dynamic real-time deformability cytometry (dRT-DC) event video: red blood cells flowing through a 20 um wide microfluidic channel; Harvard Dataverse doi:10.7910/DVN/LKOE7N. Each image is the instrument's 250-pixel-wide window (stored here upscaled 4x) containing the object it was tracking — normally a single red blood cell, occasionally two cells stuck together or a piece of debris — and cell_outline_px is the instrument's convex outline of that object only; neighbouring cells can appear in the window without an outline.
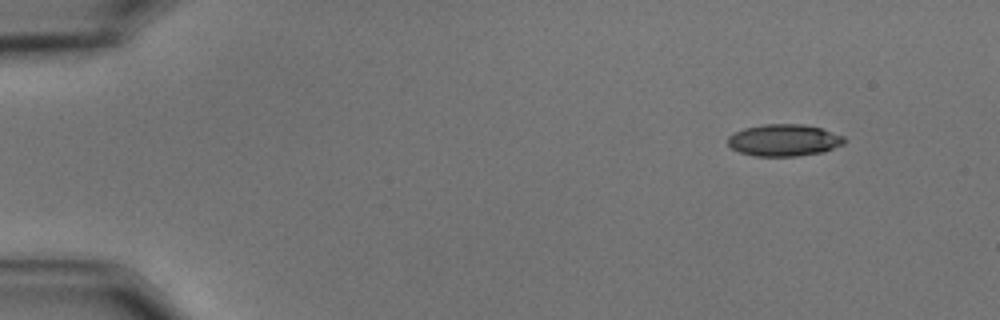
{"species": "common noctule bat (a hibernating species)", "species_latin": "Nyctalus noctula", "temperature_condition": "cold", "stored_images_in_passage": 3, "camera_frame_rate_fps": 3000, "um_per_image_px": 0.085, "animal": {"sex": "male", "body_mass_g": 15.6}, "frame": {"image": 1, "passage_image": 3, "time_ms": 0.667, "image_size_px": [1000, 320], "cell_outline_px": [[828, 148], [808, 152], [752, 152], [764, 128], [816, 128], [820, 132], [828, 144]], "centroid_in_image_um": [67.18, 11.94], "position_along_channel_um": 17.8, "area_um2": 11.21}}